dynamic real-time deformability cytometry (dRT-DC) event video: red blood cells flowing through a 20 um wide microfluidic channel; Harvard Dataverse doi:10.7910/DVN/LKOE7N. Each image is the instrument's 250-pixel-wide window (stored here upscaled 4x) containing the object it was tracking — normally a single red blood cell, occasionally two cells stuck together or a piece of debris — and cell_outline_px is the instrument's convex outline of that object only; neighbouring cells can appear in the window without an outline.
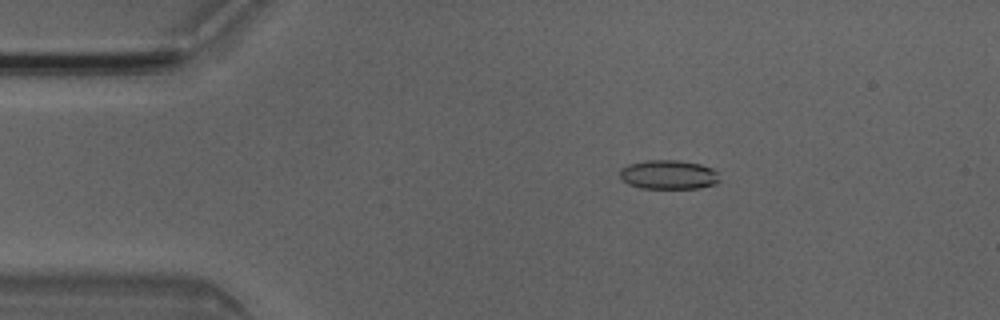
{"species": "Egyptian fruit bat (a non-hibernating species)", "species_latin": "Rousettus aegyptiacus", "temperature_condition": "room temperature", "stored_images_in_passage": 5, "camera_frame_rate_fps": 3000, "um_per_image_px": 0.085, "animal": {"sex": "male"}, "frame": {"image": 1, "passage_image": 3, "time_ms": 0.667, "image_size_px": [1000, 320], "cell_outline_px": [[720, 180], [716, 184], [700, 188], [640, 188], [628, 184], [620, 176], [620, 168], [628, 164], [648, 160], [680, 160], [700, 164], [712, 168], [716, 172]], "centroid_in_image_um": [56.83, 14.84], "position_along_channel_um": 28.2, "area_um2": 16.99}}